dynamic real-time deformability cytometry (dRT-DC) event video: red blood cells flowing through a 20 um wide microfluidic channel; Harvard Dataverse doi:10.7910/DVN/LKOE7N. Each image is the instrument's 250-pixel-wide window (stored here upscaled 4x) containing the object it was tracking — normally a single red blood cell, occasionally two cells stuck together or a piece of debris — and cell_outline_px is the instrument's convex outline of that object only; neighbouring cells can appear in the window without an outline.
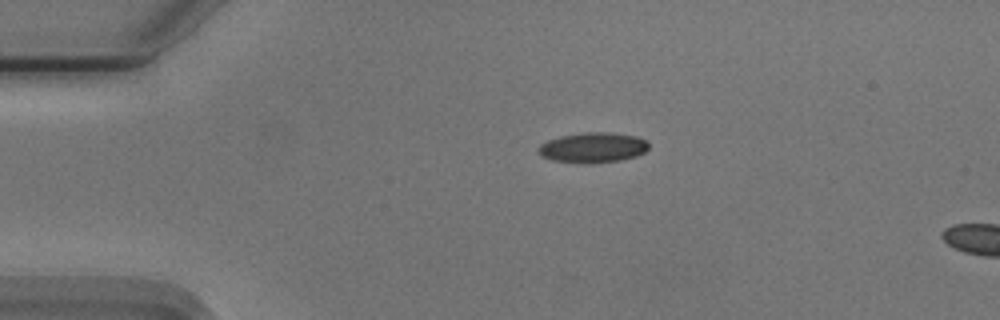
{"species": "Egyptian fruit bat (a non-hibernating species)", "species_latin": "Rousettus aegyptiacus", "temperature_condition": "cold", "stored_images_in_passage": 5, "camera_frame_rate_fps": 3000, "um_per_image_px": 0.085, "animal": {"sex": "male"}, "frame": {"image": 1, "passage_image": 1, "time_ms": 0.0, "image_size_px": [1000, 320], "cell_outline_px": [[648, 148], [644, 152], [636, 156], [620, 160], [588, 164], [552, 160], [540, 156], [536, 152], [536, 148], [540, 144], [548, 140], [560, 136], [584, 132], [612, 132], [636, 136], [644, 140], [648, 144]], "centroid_in_image_um": [50.34, 12.54], "position_along_channel_um": 34.7, "area_um2": 19.59}}